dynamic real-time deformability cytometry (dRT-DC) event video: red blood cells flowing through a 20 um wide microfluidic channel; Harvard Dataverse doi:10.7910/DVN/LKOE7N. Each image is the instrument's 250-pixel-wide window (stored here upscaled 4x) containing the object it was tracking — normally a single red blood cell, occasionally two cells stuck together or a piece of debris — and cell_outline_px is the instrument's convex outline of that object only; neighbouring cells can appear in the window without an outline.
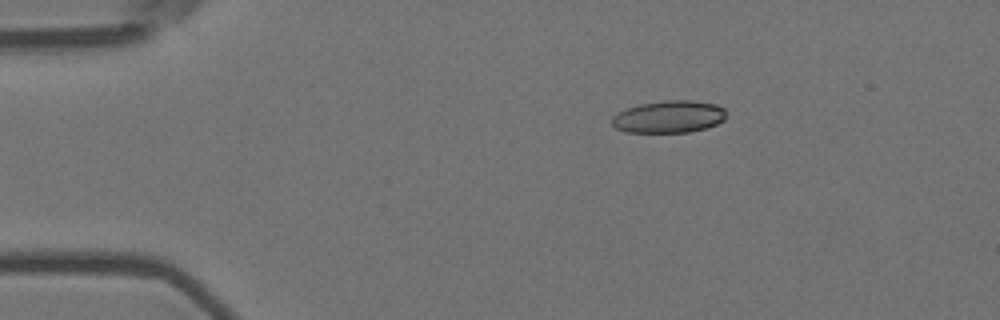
{"species": "Egyptian fruit bat (a non-hibernating species)", "species_latin": "Rousettus aegyptiacus", "temperature_condition": "room temperature", "stored_images_in_passage": 5, "camera_frame_rate_fps": 3000, "um_per_image_px": 0.085, "animal": {"sex": "female"}, "frame": {"image": 1, "passage_image": 3, "time_ms": 0.667, "image_size_px": [1000, 320], "cell_outline_px": [[724, 120], [716, 124], [704, 128], [688, 132], [628, 132], [616, 128], [612, 124], [612, 116], [628, 108], [640, 104], [664, 100], [692, 100], [716, 104], [724, 108]], "centroid_in_image_um": [56.86, 9.91], "position_along_channel_um": 28.1, "area_um2": 21.27}}
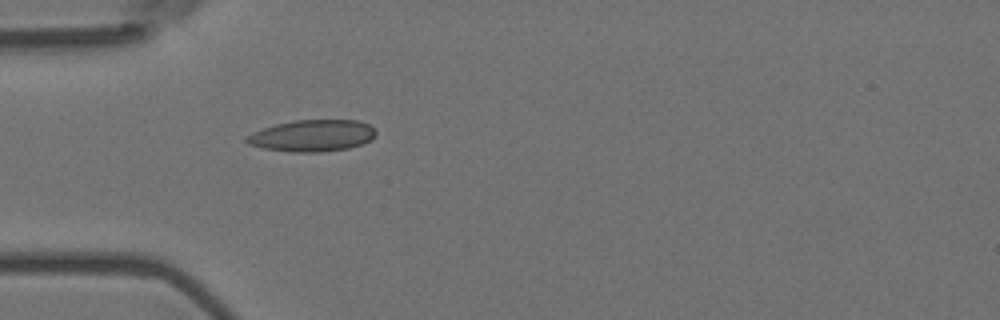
{"frame": {"image": 2, "passage_image": 5, "time_ms": 1.333, "image_size_px": [1000, 320], "cell_outline_px": [[376, 136], [372, 140], [348, 148], [320, 152], [292, 152], [264, 148], [248, 144], [244, 140], [252, 132], [276, 124], [296, 120], [356, 120], [368, 124], [376, 132]], "centroid_in_image_um": [26.55, 11.53], "position_along_channel_um": 58.5, "area_um2": 23.7}}